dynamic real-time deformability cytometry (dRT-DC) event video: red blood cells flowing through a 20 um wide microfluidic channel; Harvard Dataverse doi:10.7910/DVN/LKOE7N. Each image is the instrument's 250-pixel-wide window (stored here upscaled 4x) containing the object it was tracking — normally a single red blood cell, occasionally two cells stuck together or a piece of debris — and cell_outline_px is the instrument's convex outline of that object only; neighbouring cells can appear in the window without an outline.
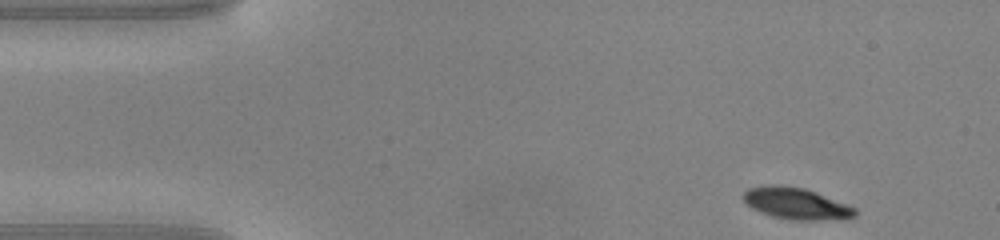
{"species": "common noctule bat (a hibernating species)", "species_latin": "Nyctalus noctula", "temperature_condition": "warm", "stored_images_in_passage": 45, "camera_frame_rate_fps": 3000, "um_per_image_px": 0.085, "animal": {"sex": "male", "body_mass_g": 20.0, "forearm_length_mm": 53.3}, "frame": {"image": 1, "passage_image": 1, "time_ms": 0.0, "image_size_px": [1000, 240], "cell_outline_px": [[856, 216], [816, 220], [792, 220], [772, 216], [760, 212], [752, 208], [744, 200], [744, 192], [748, 188], [772, 184], [776, 184], [804, 188], [816, 192], [856, 208]], "centroid_in_image_um": [67.63, 17.28], "position_along_channel_um": 17.4, "area_um2": 20.17}}
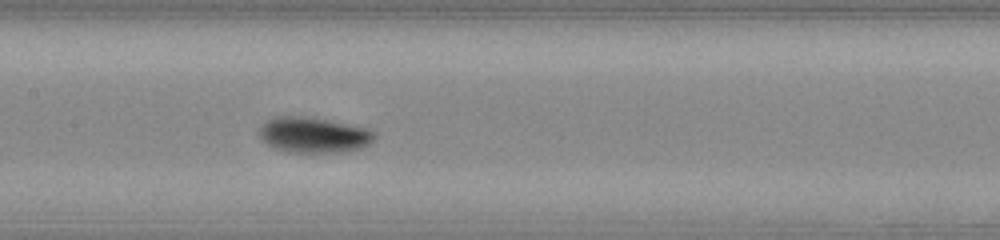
{"frame": {"image": 2, "passage_image": 19, "time_ms": 6.0, "image_size_px": [1000, 240], "cell_outline_px": [[376, 136], [368, 144], [360, 148], [340, 152], [288, 152], [276, 148], [268, 144], [260, 136], [260, 128], [264, 120], [276, 116], [304, 116], [328, 120], [364, 128], [376, 132]], "centroid_in_image_um": [26.63, 11.46], "position_along_channel_um": 180.8, "area_um2": 23.58}}
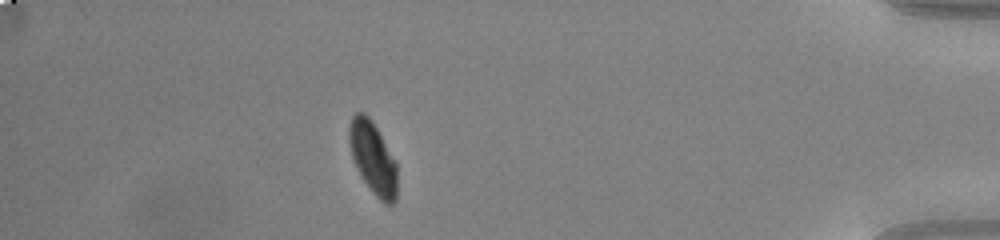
{"frame": {"image": 3, "passage_image": 39, "time_ms": 12.667, "image_size_px": [1000, 240], "cell_outline_px": [[396, 200], [392, 204], [384, 204], [372, 192], [360, 176], [352, 156], [348, 140], [348, 128], [352, 116], [356, 112], [364, 112], [372, 120], [396, 160]], "centroid_in_image_um": [31.69, 13.41], "position_along_channel_um": 403.5, "area_um2": 20.35}, "authors_computed_cell_mechanics": {"area_um2": 21.8484, "velocity_mm_per_s": 4.1294, "shape_relaxation_time_tau1_ms": 2.0753, "shape_relaxation_time_tau2_ms": 3.945, "deformation_change_tau1": 0.1458, "deformation_change_tau2": 0.0456}}